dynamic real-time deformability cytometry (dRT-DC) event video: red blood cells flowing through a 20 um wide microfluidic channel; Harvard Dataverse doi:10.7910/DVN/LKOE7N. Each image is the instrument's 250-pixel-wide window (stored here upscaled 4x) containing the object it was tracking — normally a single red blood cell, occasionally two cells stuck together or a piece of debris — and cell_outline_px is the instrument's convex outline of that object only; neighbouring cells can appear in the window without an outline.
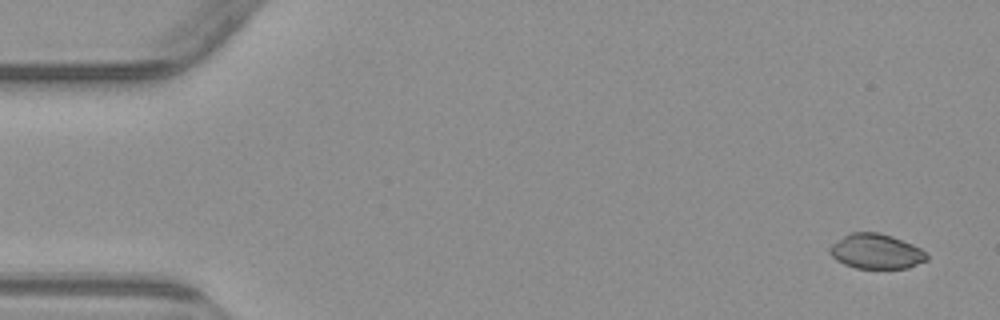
{"species": "common noctule bat (a hibernating species)", "species_latin": "Nyctalus noctula", "temperature_condition": "warm", "stored_images_in_passage": 4, "camera_frame_rate_fps": 3000, "um_per_image_px": 0.085, "animal": {"sex": "male", "body_mass_g": 23.1, "forearm_length_mm": 52.7}, "frame": {"image": 1, "passage_image": 1, "time_ms": 0.0, "image_size_px": [1000, 320], "cell_outline_px": [[928, 260], [908, 268], [856, 268], [844, 264], [836, 260], [828, 252], [828, 248], [832, 244], [844, 236], [852, 232], [880, 232], [892, 236], [912, 244], [920, 248], [928, 256]], "centroid_in_image_um": [74.46, 21.37], "position_along_channel_um": 10.5, "area_um2": 19.71}}
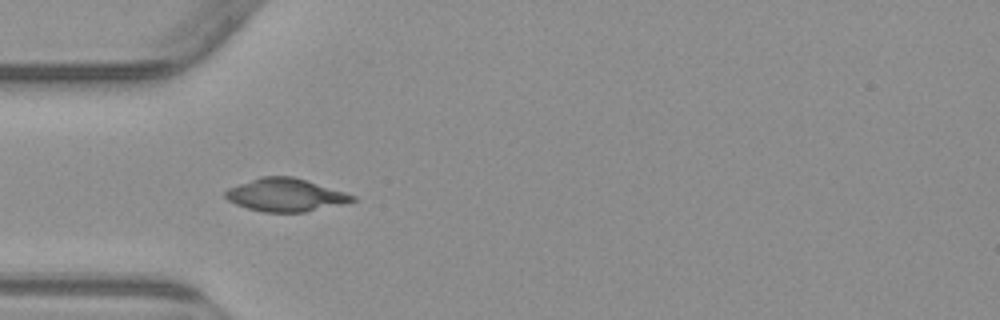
{"frame": {"image": 2, "passage_image": 3, "time_ms": 4.667, "image_size_px": [1000, 320], "cell_outline_px": [[356, 200], [344, 204], [304, 212], [264, 212], [248, 208], [236, 204], [228, 200], [224, 196], [224, 192], [228, 188], [260, 176], [292, 176], [344, 192], [356, 196]], "centroid_in_image_um": [24.25, 16.57], "position_along_channel_um": 60.7, "area_um2": 24.22}}
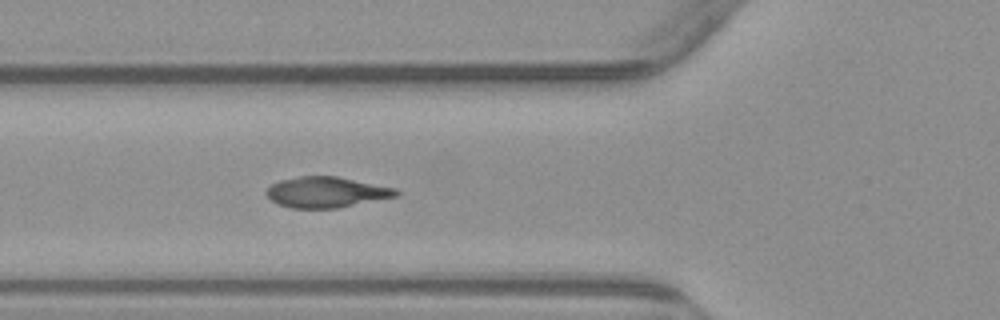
{"frame": {"image": 3, "passage_image": 4, "time_ms": 5.667, "image_size_px": [1000, 320], "cell_outline_px": [[400, 196], [336, 208], [292, 208], [276, 204], [268, 196], [268, 188], [272, 184], [280, 180], [300, 176], [336, 176], [396, 188], [400, 192]], "centroid_in_image_um": [27.78, 16.34], "position_along_channel_um": 98.0, "area_um2": 23.12}}